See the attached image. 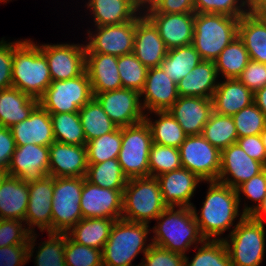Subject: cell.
Wrapping results in <instances>:
<instances>
[{"label": "cell", "instance_id": "cell-1", "mask_svg": "<svg viewBox=\"0 0 266 266\" xmlns=\"http://www.w3.org/2000/svg\"><path fill=\"white\" fill-rule=\"evenodd\" d=\"M206 199L197 213L196 207L192 211L199 225L200 232L206 240H221L219 235L233 226V221L239 214V200L236 189L219 181H209ZM218 237V238H216Z\"/></svg>", "mask_w": 266, "mask_h": 266}, {"label": "cell", "instance_id": "cell-2", "mask_svg": "<svg viewBox=\"0 0 266 266\" xmlns=\"http://www.w3.org/2000/svg\"><path fill=\"white\" fill-rule=\"evenodd\" d=\"M52 82L49 66L40 47L31 40L13 42L12 84L39 100Z\"/></svg>", "mask_w": 266, "mask_h": 266}, {"label": "cell", "instance_id": "cell-3", "mask_svg": "<svg viewBox=\"0 0 266 266\" xmlns=\"http://www.w3.org/2000/svg\"><path fill=\"white\" fill-rule=\"evenodd\" d=\"M167 207L155 220L151 244L185 255L193 244H202V236L191 207ZM159 221V222H158Z\"/></svg>", "mask_w": 266, "mask_h": 266}, {"label": "cell", "instance_id": "cell-4", "mask_svg": "<svg viewBox=\"0 0 266 266\" xmlns=\"http://www.w3.org/2000/svg\"><path fill=\"white\" fill-rule=\"evenodd\" d=\"M240 19L224 14L195 13L192 45L202 60L215 61L238 36Z\"/></svg>", "mask_w": 266, "mask_h": 266}, {"label": "cell", "instance_id": "cell-5", "mask_svg": "<svg viewBox=\"0 0 266 266\" xmlns=\"http://www.w3.org/2000/svg\"><path fill=\"white\" fill-rule=\"evenodd\" d=\"M144 223L118 219L114 222L110 236L102 250L103 266H133L138 253L145 254L151 246H146L150 228Z\"/></svg>", "mask_w": 266, "mask_h": 266}, {"label": "cell", "instance_id": "cell-6", "mask_svg": "<svg viewBox=\"0 0 266 266\" xmlns=\"http://www.w3.org/2000/svg\"><path fill=\"white\" fill-rule=\"evenodd\" d=\"M168 206L162 200L160 185L156 177L128 179L123 191L122 219L149 224Z\"/></svg>", "mask_w": 266, "mask_h": 266}, {"label": "cell", "instance_id": "cell-7", "mask_svg": "<svg viewBox=\"0 0 266 266\" xmlns=\"http://www.w3.org/2000/svg\"><path fill=\"white\" fill-rule=\"evenodd\" d=\"M239 221L224 241L232 266H260L265 253L264 223L241 213Z\"/></svg>", "mask_w": 266, "mask_h": 266}, {"label": "cell", "instance_id": "cell-8", "mask_svg": "<svg viewBox=\"0 0 266 266\" xmlns=\"http://www.w3.org/2000/svg\"><path fill=\"white\" fill-rule=\"evenodd\" d=\"M152 135L146 121L122 127L121 150L118 162L128 179L149 176V153Z\"/></svg>", "mask_w": 266, "mask_h": 266}, {"label": "cell", "instance_id": "cell-9", "mask_svg": "<svg viewBox=\"0 0 266 266\" xmlns=\"http://www.w3.org/2000/svg\"><path fill=\"white\" fill-rule=\"evenodd\" d=\"M84 177H54L52 233H67L83 217L81 192Z\"/></svg>", "mask_w": 266, "mask_h": 266}, {"label": "cell", "instance_id": "cell-10", "mask_svg": "<svg viewBox=\"0 0 266 266\" xmlns=\"http://www.w3.org/2000/svg\"><path fill=\"white\" fill-rule=\"evenodd\" d=\"M94 97L87 72L69 79L52 81L39 104L49 113H76Z\"/></svg>", "mask_w": 266, "mask_h": 266}, {"label": "cell", "instance_id": "cell-11", "mask_svg": "<svg viewBox=\"0 0 266 266\" xmlns=\"http://www.w3.org/2000/svg\"><path fill=\"white\" fill-rule=\"evenodd\" d=\"M182 168L196 174L202 181H217L221 151L202 134L187 136L179 147Z\"/></svg>", "mask_w": 266, "mask_h": 266}, {"label": "cell", "instance_id": "cell-12", "mask_svg": "<svg viewBox=\"0 0 266 266\" xmlns=\"http://www.w3.org/2000/svg\"><path fill=\"white\" fill-rule=\"evenodd\" d=\"M42 44L52 81L69 80L82 75L86 67V45Z\"/></svg>", "mask_w": 266, "mask_h": 266}, {"label": "cell", "instance_id": "cell-13", "mask_svg": "<svg viewBox=\"0 0 266 266\" xmlns=\"http://www.w3.org/2000/svg\"><path fill=\"white\" fill-rule=\"evenodd\" d=\"M136 17L128 22L96 28L95 35L87 32L86 53H102L120 57L134 50Z\"/></svg>", "mask_w": 266, "mask_h": 266}, {"label": "cell", "instance_id": "cell-14", "mask_svg": "<svg viewBox=\"0 0 266 266\" xmlns=\"http://www.w3.org/2000/svg\"><path fill=\"white\" fill-rule=\"evenodd\" d=\"M94 97L118 127L131 126L144 121L145 112L138 91L121 88L98 93Z\"/></svg>", "mask_w": 266, "mask_h": 266}, {"label": "cell", "instance_id": "cell-15", "mask_svg": "<svg viewBox=\"0 0 266 266\" xmlns=\"http://www.w3.org/2000/svg\"><path fill=\"white\" fill-rule=\"evenodd\" d=\"M123 191L101 188L84 177L80 201L82 217L121 219Z\"/></svg>", "mask_w": 266, "mask_h": 266}, {"label": "cell", "instance_id": "cell-16", "mask_svg": "<svg viewBox=\"0 0 266 266\" xmlns=\"http://www.w3.org/2000/svg\"><path fill=\"white\" fill-rule=\"evenodd\" d=\"M49 146L26 144L16 146L7 173L26 183L48 176Z\"/></svg>", "mask_w": 266, "mask_h": 266}, {"label": "cell", "instance_id": "cell-17", "mask_svg": "<svg viewBox=\"0 0 266 266\" xmlns=\"http://www.w3.org/2000/svg\"><path fill=\"white\" fill-rule=\"evenodd\" d=\"M265 168L261 162L252 159L235 143L221 150L217 181L236 189L243 182L261 173ZM230 176L231 178H229Z\"/></svg>", "mask_w": 266, "mask_h": 266}, {"label": "cell", "instance_id": "cell-18", "mask_svg": "<svg viewBox=\"0 0 266 266\" xmlns=\"http://www.w3.org/2000/svg\"><path fill=\"white\" fill-rule=\"evenodd\" d=\"M54 188V177L46 176L42 180L28 183L29 199L25 216L27 229L34 233V227L47 230L52 233V197Z\"/></svg>", "mask_w": 266, "mask_h": 266}, {"label": "cell", "instance_id": "cell-19", "mask_svg": "<svg viewBox=\"0 0 266 266\" xmlns=\"http://www.w3.org/2000/svg\"><path fill=\"white\" fill-rule=\"evenodd\" d=\"M157 28L167 49L193 43L195 13H143Z\"/></svg>", "mask_w": 266, "mask_h": 266}, {"label": "cell", "instance_id": "cell-20", "mask_svg": "<svg viewBox=\"0 0 266 266\" xmlns=\"http://www.w3.org/2000/svg\"><path fill=\"white\" fill-rule=\"evenodd\" d=\"M142 13L140 12L139 16H136L133 53L148 69L160 67V64L167 55L168 49L160 37L157 28Z\"/></svg>", "mask_w": 266, "mask_h": 266}, {"label": "cell", "instance_id": "cell-21", "mask_svg": "<svg viewBox=\"0 0 266 266\" xmlns=\"http://www.w3.org/2000/svg\"><path fill=\"white\" fill-rule=\"evenodd\" d=\"M87 168L85 145H70L54 141L49 146V176L85 177Z\"/></svg>", "mask_w": 266, "mask_h": 266}, {"label": "cell", "instance_id": "cell-22", "mask_svg": "<svg viewBox=\"0 0 266 266\" xmlns=\"http://www.w3.org/2000/svg\"><path fill=\"white\" fill-rule=\"evenodd\" d=\"M144 96L143 110L151 112L168 111L179 98L177 84L166 75L161 67L150 68L145 85L140 92Z\"/></svg>", "mask_w": 266, "mask_h": 266}, {"label": "cell", "instance_id": "cell-23", "mask_svg": "<svg viewBox=\"0 0 266 266\" xmlns=\"http://www.w3.org/2000/svg\"><path fill=\"white\" fill-rule=\"evenodd\" d=\"M158 179L163 202L168 206L192 207L190 202L196 186L202 181L188 169L180 168L163 173Z\"/></svg>", "mask_w": 266, "mask_h": 266}, {"label": "cell", "instance_id": "cell-24", "mask_svg": "<svg viewBox=\"0 0 266 266\" xmlns=\"http://www.w3.org/2000/svg\"><path fill=\"white\" fill-rule=\"evenodd\" d=\"M168 111L187 136L199 135L213 112V101L204 97L179 96Z\"/></svg>", "mask_w": 266, "mask_h": 266}, {"label": "cell", "instance_id": "cell-25", "mask_svg": "<svg viewBox=\"0 0 266 266\" xmlns=\"http://www.w3.org/2000/svg\"><path fill=\"white\" fill-rule=\"evenodd\" d=\"M16 146L36 144L50 146L54 141L50 113L38 104L29 117L10 127Z\"/></svg>", "mask_w": 266, "mask_h": 266}, {"label": "cell", "instance_id": "cell-26", "mask_svg": "<svg viewBox=\"0 0 266 266\" xmlns=\"http://www.w3.org/2000/svg\"><path fill=\"white\" fill-rule=\"evenodd\" d=\"M85 71L89 77L94 96L98 93L123 88L116 56L86 53Z\"/></svg>", "mask_w": 266, "mask_h": 266}, {"label": "cell", "instance_id": "cell-27", "mask_svg": "<svg viewBox=\"0 0 266 266\" xmlns=\"http://www.w3.org/2000/svg\"><path fill=\"white\" fill-rule=\"evenodd\" d=\"M212 101L215 113L233 116L254 103V93L237 78L226 79L218 83Z\"/></svg>", "mask_w": 266, "mask_h": 266}, {"label": "cell", "instance_id": "cell-28", "mask_svg": "<svg viewBox=\"0 0 266 266\" xmlns=\"http://www.w3.org/2000/svg\"><path fill=\"white\" fill-rule=\"evenodd\" d=\"M215 61L202 60L177 83L179 96L212 99L218 86Z\"/></svg>", "mask_w": 266, "mask_h": 266}, {"label": "cell", "instance_id": "cell-29", "mask_svg": "<svg viewBox=\"0 0 266 266\" xmlns=\"http://www.w3.org/2000/svg\"><path fill=\"white\" fill-rule=\"evenodd\" d=\"M28 199V183L7 175L0 186V219L25 222Z\"/></svg>", "mask_w": 266, "mask_h": 266}, {"label": "cell", "instance_id": "cell-30", "mask_svg": "<svg viewBox=\"0 0 266 266\" xmlns=\"http://www.w3.org/2000/svg\"><path fill=\"white\" fill-rule=\"evenodd\" d=\"M39 100L11 87L0 91V126L12 127L27 119Z\"/></svg>", "mask_w": 266, "mask_h": 266}, {"label": "cell", "instance_id": "cell-31", "mask_svg": "<svg viewBox=\"0 0 266 266\" xmlns=\"http://www.w3.org/2000/svg\"><path fill=\"white\" fill-rule=\"evenodd\" d=\"M238 37L244 42L250 60L266 64V20L246 13L240 18Z\"/></svg>", "mask_w": 266, "mask_h": 266}, {"label": "cell", "instance_id": "cell-32", "mask_svg": "<svg viewBox=\"0 0 266 266\" xmlns=\"http://www.w3.org/2000/svg\"><path fill=\"white\" fill-rule=\"evenodd\" d=\"M87 8L92 10L95 27L121 24L139 15L132 0H89Z\"/></svg>", "mask_w": 266, "mask_h": 266}, {"label": "cell", "instance_id": "cell-33", "mask_svg": "<svg viewBox=\"0 0 266 266\" xmlns=\"http://www.w3.org/2000/svg\"><path fill=\"white\" fill-rule=\"evenodd\" d=\"M116 220L109 218H82L67 235L76 243L103 250Z\"/></svg>", "mask_w": 266, "mask_h": 266}, {"label": "cell", "instance_id": "cell-34", "mask_svg": "<svg viewBox=\"0 0 266 266\" xmlns=\"http://www.w3.org/2000/svg\"><path fill=\"white\" fill-rule=\"evenodd\" d=\"M158 120L154 122L145 114L144 120L149 125L152 141L155 144L178 148L184 142L187 134L169 111H155Z\"/></svg>", "mask_w": 266, "mask_h": 266}, {"label": "cell", "instance_id": "cell-35", "mask_svg": "<svg viewBox=\"0 0 266 266\" xmlns=\"http://www.w3.org/2000/svg\"><path fill=\"white\" fill-rule=\"evenodd\" d=\"M201 61L200 54L191 44L169 49L160 67L177 84Z\"/></svg>", "mask_w": 266, "mask_h": 266}, {"label": "cell", "instance_id": "cell-36", "mask_svg": "<svg viewBox=\"0 0 266 266\" xmlns=\"http://www.w3.org/2000/svg\"><path fill=\"white\" fill-rule=\"evenodd\" d=\"M86 142L113 132L118 126L108 117L98 100L93 97L79 111Z\"/></svg>", "mask_w": 266, "mask_h": 266}, {"label": "cell", "instance_id": "cell-37", "mask_svg": "<svg viewBox=\"0 0 266 266\" xmlns=\"http://www.w3.org/2000/svg\"><path fill=\"white\" fill-rule=\"evenodd\" d=\"M249 61V53L244 42L237 36L215 60L217 74L219 76L222 73L225 79L237 78Z\"/></svg>", "mask_w": 266, "mask_h": 266}, {"label": "cell", "instance_id": "cell-38", "mask_svg": "<svg viewBox=\"0 0 266 266\" xmlns=\"http://www.w3.org/2000/svg\"><path fill=\"white\" fill-rule=\"evenodd\" d=\"M85 178L101 188L112 190H124L128 182L117 158L98 164H88Z\"/></svg>", "mask_w": 266, "mask_h": 266}, {"label": "cell", "instance_id": "cell-39", "mask_svg": "<svg viewBox=\"0 0 266 266\" xmlns=\"http://www.w3.org/2000/svg\"><path fill=\"white\" fill-rule=\"evenodd\" d=\"M203 137L220 151L235 144L238 139L232 116L211 113L202 132Z\"/></svg>", "mask_w": 266, "mask_h": 266}, {"label": "cell", "instance_id": "cell-40", "mask_svg": "<svg viewBox=\"0 0 266 266\" xmlns=\"http://www.w3.org/2000/svg\"><path fill=\"white\" fill-rule=\"evenodd\" d=\"M55 141L70 145H86L79 113H50Z\"/></svg>", "mask_w": 266, "mask_h": 266}, {"label": "cell", "instance_id": "cell-41", "mask_svg": "<svg viewBox=\"0 0 266 266\" xmlns=\"http://www.w3.org/2000/svg\"><path fill=\"white\" fill-rule=\"evenodd\" d=\"M122 143V127L86 143L88 164H98L118 158Z\"/></svg>", "mask_w": 266, "mask_h": 266}, {"label": "cell", "instance_id": "cell-42", "mask_svg": "<svg viewBox=\"0 0 266 266\" xmlns=\"http://www.w3.org/2000/svg\"><path fill=\"white\" fill-rule=\"evenodd\" d=\"M185 255L184 266H232L223 240H205L191 262Z\"/></svg>", "mask_w": 266, "mask_h": 266}, {"label": "cell", "instance_id": "cell-43", "mask_svg": "<svg viewBox=\"0 0 266 266\" xmlns=\"http://www.w3.org/2000/svg\"><path fill=\"white\" fill-rule=\"evenodd\" d=\"M117 67L122 87L140 93L145 85L149 69L136 58L133 52L117 57Z\"/></svg>", "mask_w": 266, "mask_h": 266}, {"label": "cell", "instance_id": "cell-44", "mask_svg": "<svg viewBox=\"0 0 266 266\" xmlns=\"http://www.w3.org/2000/svg\"><path fill=\"white\" fill-rule=\"evenodd\" d=\"M180 168L182 164L178 148L152 143L149 153V176L157 177Z\"/></svg>", "mask_w": 266, "mask_h": 266}, {"label": "cell", "instance_id": "cell-45", "mask_svg": "<svg viewBox=\"0 0 266 266\" xmlns=\"http://www.w3.org/2000/svg\"><path fill=\"white\" fill-rule=\"evenodd\" d=\"M238 138L259 135L266 128V117L255 103L232 116Z\"/></svg>", "mask_w": 266, "mask_h": 266}, {"label": "cell", "instance_id": "cell-46", "mask_svg": "<svg viewBox=\"0 0 266 266\" xmlns=\"http://www.w3.org/2000/svg\"><path fill=\"white\" fill-rule=\"evenodd\" d=\"M46 242L39 246L35 257L36 266H66L64 259L66 233H48Z\"/></svg>", "mask_w": 266, "mask_h": 266}, {"label": "cell", "instance_id": "cell-47", "mask_svg": "<svg viewBox=\"0 0 266 266\" xmlns=\"http://www.w3.org/2000/svg\"><path fill=\"white\" fill-rule=\"evenodd\" d=\"M64 259L66 266H103L102 250L78 244L67 233Z\"/></svg>", "mask_w": 266, "mask_h": 266}, {"label": "cell", "instance_id": "cell-48", "mask_svg": "<svg viewBox=\"0 0 266 266\" xmlns=\"http://www.w3.org/2000/svg\"><path fill=\"white\" fill-rule=\"evenodd\" d=\"M193 2L195 13L224 14L240 19L249 12L245 0H193Z\"/></svg>", "mask_w": 266, "mask_h": 266}, {"label": "cell", "instance_id": "cell-49", "mask_svg": "<svg viewBox=\"0 0 266 266\" xmlns=\"http://www.w3.org/2000/svg\"><path fill=\"white\" fill-rule=\"evenodd\" d=\"M238 200L240 204V194L245 195L246 198L256 202V206L244 207L242 213L250 215L262 203L266 196V168L256 176H253L248 181L243 182L236 188ZM258 202V203H257Z\"/></svg>", "mask_w": 266, "mask_h": 266}, {"label": "cell", "instance_id": "cell-50", "mask_svg": "<svg viewBox=\"0 0 266 266\" xmlns=\"http://www.w3.org/2000/svg\"><path fill=\"white\" fill-rule=\"evenodd\" d=\"M36 237L31 233L28 244L0 247V266H24L33 257Z\"/></svg>", "mask_w": 266, "mask_h": 266}, {"label": "cell", "instance_id": "cell-51", "mask_svg": "<svg viewBox=\"0 0 266 266\" xmlns=\"http://www.w3.org/2000/svg\"><path fill=\"white\" fill-rule=\"evenodd\" d=\"M22 222L16 219H0V247L29 243L31 232Z\"/></svg>", "mask_w": 266, "mask_h": 266}, {"label": "cell", "instance_id": "cell-52", "mask_svg": "<svg viewBox=\"0 0 266 266\" xmlns=\"http://www.w3.org/2000/svg\"><path fill=\"white\" fill-rule=\"evenodd\" d=\"M142 266H184L185 255L171 252L164 248L151 244L144 254Z\"/></svg>", "mask_w": 266, "mask_h": 266}, {"label": "cell", "instance_id": "cell-53", "mask_svg": "<svg viewBox=\"0 0 266 266\" xmlns=\"http://www.w3.org/2000/svg\"><path fill=\"white\" fill-rule=\"evenodd\" d=\"M237 79L255 93L266 86V64L250 60Z\"/></svg>", "mask_w": 266, "mask_h": 266}, {"label": "cell", "instance_id": "cell-54", "mask_svg": "<svg viewBox=\"0 0 266 266\" xmlns=\"http://www.w3.org/2000/svg\"><path fill=\"white\" fill-rule=\"evenodd\" d=\"M0 41V91L13 87V42Z\"/></svg>", "mask_w": 266, "mask_h": 266}, {"label": "cell", "instance_id": "cell-55", "mask_svg": "<svg viewBox=\"0 0 266 266\" xmlns=\"http://www.w3.org/2000/svg\"><path fill=\"white\" fill-rule=\"evenodd\" d=\"M236 143L248 156L261 162L266 167V152L261 139V134L238 138Z\"/></svg>", "mask_w": 266, "mask_h": 266}, {"label": "cell", "instance_id": "cell-56", "mask_svg": "<svg viewBox=\"0 0 266 266\" xmlns=\"http://www.w3.org/2000/svg\"><path fill=\"white\" fill-rule=\"evenodd\" d=\"M144 13H195L193 0H159L154 8Z\"/></svg>", "mask_w": 266, "mask_h": 266}, {"label": "cell", "instance_id": "cell-57", "mask_svg": "<svg viewBox=\"0 0 266 266\" xmlns=\"http://www.w3.org/2000/svg\"><path fill=\"white\" fill-rule=\"evenodd\" d=\"M16 143L10 128L0 126V169L7 171Z\"/></svg>", "mask_w": 266, "mask_h": 266}, {"label": "cell", "instance_id": "cell-58", "mask_svg": "<svg viewBox=\"0 0 266 266\" xmlns=\"http://www.w3.org/2000/svg\"><path fill=\"white\" fill-rule=\"evenodd\" d=\"M248 9L255 17L266 20V0H256Z\"/></svg>", "mask_w": 266, "mask_h": 266}, {"label": "cell", "instance_id": "cell-59", "mask_svg": "<svg viewBox=\"0 0 266 266\" xmlns=\"http://www.w3.org/2000/svg\"><path fill=\"white\" fill-rule=\"evenodd\" d=\"M254 103L266 117V86L254 93Z\"/></svg>", "mask_w": 266, "mask_h": 266}, {"label": "cell", "instance_id": "cell-60", "mask_svg": "<svg viewBox=\"0 0 266 266\" xmlns=\"http://www.w3.org/2000/svg\"><path fill=\"white\" fill-rule=\"evenodd\" d=\"M159 2V0H132V3L134 7L139 11H143L145 8V12L148 11L149 9L154 8V6ZM141 7H143V10ZM147 8V10H146Z\"/></svg>", "mask_w": 266, "mask_h": 266}, {"label": "cell", "instance_id": "cell-61", "mask_svg": "<svg viewBox=\"0 0 266 266\" xmlns=\"http://www.w3.org/2000/svg\"><path fill=\"white\" fill-rule=\"evenodd\" d=\"M263 215L266 216V196H265V198L263 199L262 203L257 207V209H255V210L250 214V216H251L254 220L264 223L263 218H262Z\"/></svg>", "mask_w": 266, "mask_h": 266}, {"label": "cell", "instance_id": "cell-62", "mask_svg": "<svg viewBox=\"0 0 266 266\" xmlns=\"http://www.w3.org/2000/svg\"><path fill=\"white\" fill-rule=\"evenodd\" d=\"M261 139L265 148V152H266V128L264 129V131L261 133Z\"/></svg>", "mask_w": 266, "mask_h": 266}, {"label": "cell", "instance_id": "cell-63", "mask_svg": "<svg viewBox=\"0 0 266 266\" xmlns=\"http://www.w3.org/2000/svg\"><path fill=\"white\" fill-rule=\"evenodd\" d=\"M8 175L7 171H4L2 169H0V186L2 184V181L4 180V178Z\"/></svg>", "mask_w": 266, "mask_h": 266}, {"label": "cell", "instance_id": "cell-64", "mask_svg": "<svg viewBox=\"0 0 266 266\" xmlns=\"http://www.w3.org/2000/svg\"><path fill=\"white\" fill-rule=\"evenodd\" d=\"M247 5H248V8L256 1V0H245Z\"/></svg>", "mask_w": 266, "mask_h": 266}, {"label": "cell", "instance_id": "cell-65", "mask_svg": "<svg viewBox=\"0 0 266 266\" xmlns=\"http://www.w3.org/2000/svg\"><path fill=\"white\" fill-rule=\"evenodd\" d=\"M7 1H9V0H0V2H4V3L7 2Z\"/></svg>", "mask_w": 266, "mask_h": 266}]
</instances>
